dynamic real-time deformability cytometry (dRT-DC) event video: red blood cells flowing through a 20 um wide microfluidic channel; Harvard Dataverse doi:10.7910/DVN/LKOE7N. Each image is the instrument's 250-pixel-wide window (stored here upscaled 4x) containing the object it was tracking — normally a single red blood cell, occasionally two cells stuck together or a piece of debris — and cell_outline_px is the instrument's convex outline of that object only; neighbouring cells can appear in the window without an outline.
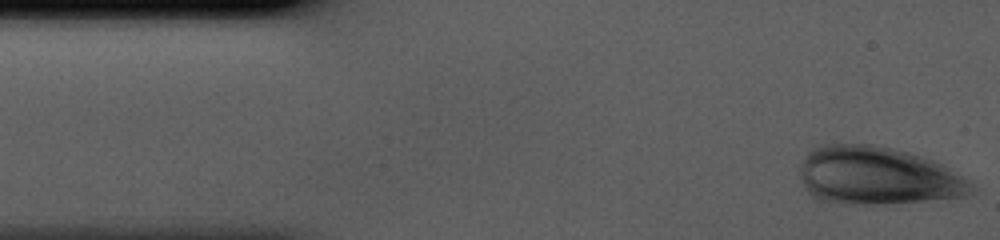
{"species": "human", "species_latin": "Homo sapiens", "temperature_condition": "cold", "stored_images_in_passage": 36, "camera_frame_rate_fps": 3000, "um_per_image_px": 0.085, "donor": {"sex": "male"}, "frame": {"image": 1, "passage_image": 1, "time_ms": 0.0, "image_size_px": [1000, 240], "cell_outline_px": [[976, 188], [964, 196], [924, 200], [876, 204], [844, 204], [820, 200], [812, 196], [804, 188], [800, 180], [800, 168], [808, 152], [816, 144], [872, 144], [892, 148], [908, 152], [932, 160], [940, 164], [968, 180]], "centroid_in_image_um": [74.51, 14.93], "position_along_channel_um": 10.5, "area_um2": 57.63}}
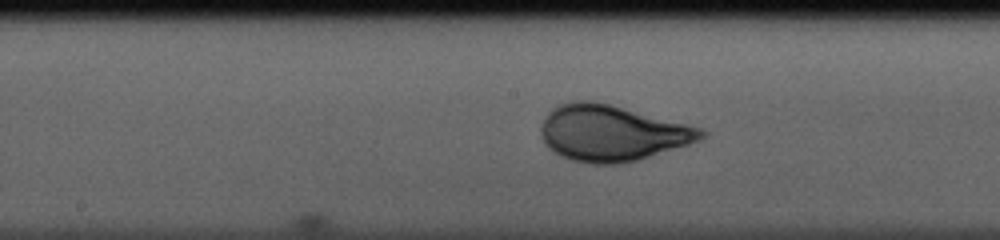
{"frame": {"image": 2, "passage_image": 20, "time_ms": 6.333, "image_size_px": [1000, 240], "cell_outline_px": [[708, 132], [700, 140], [688, 144], [636, 160], [616, 164], [592, 164], [572, 160], [560, 156], [552, 152], [544, 144], [540, 136], [540, 124], [544, 116], [552, 108], [560, 104], [580, 100], [592, 100], [608, 104], [700, 128]], "centroid_in_image_um": [51.91, 11.32], "position_along_channel_um": 196.3, "area_um2": 51.85}}
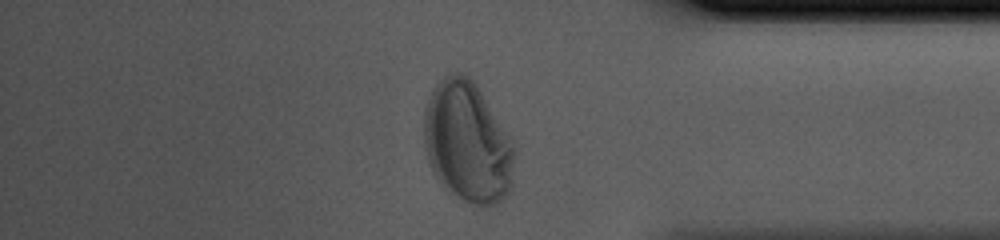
{"frame": {"image": 3, "passage_image": 35, "time_ms": 11.333, "image_size_px": [1000, 240], "cell_outline_px": [[516, 148], [512, 184], [508, 192], [496, 204], [484, 208], [472, 204], [448, 192], [436, 176], [428, 160], [424, 144], [424, 112], [428, 100], [436, 84], [444, 76], [452, 72], [464, 72], [476, 84]], "centroid_in_image_um": [39.74, 12.11], "position_along_channel_um": 395.5, "area_um2": 63.7}}